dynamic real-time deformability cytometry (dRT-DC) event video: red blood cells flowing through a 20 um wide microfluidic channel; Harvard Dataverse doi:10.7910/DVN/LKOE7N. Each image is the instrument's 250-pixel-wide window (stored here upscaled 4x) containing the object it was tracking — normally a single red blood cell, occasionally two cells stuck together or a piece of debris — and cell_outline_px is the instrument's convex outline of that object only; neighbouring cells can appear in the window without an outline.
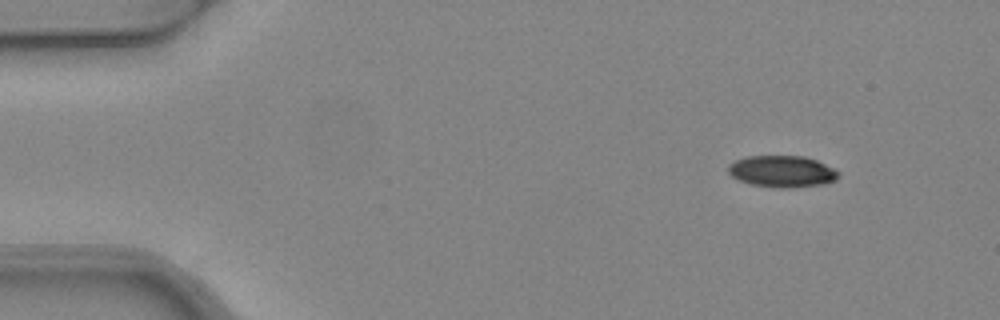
{"species": "common noctule bat (a hibernating species)", "species_latin": "Nyctalus noctula", "temperature_condition": "warm", "stored_images_in_passage": 3, "camera_frame_rate_fps": 3000, "um_per_image_px": 0.085, "animal": {"sex": "female", "body_mass_g": 24.6, "forearm_length_mm": 56.2}, "frame": {"image": 1, "passage_image": 1, "time_ms": 0.0, "image_size_px": [1000, 320], "cell_outline_px": [[840, 176], [836, 180], [824, 184], [788, 188], [776, 188], [752, 184], [740, 180], [732, 176], [728, 172], [728, 164], [736, 160], [748, 156], [804, 156], [816, 160], [840, 172]], "centroid_in_image_um": [66.49, 14.57], "position_along_channel_um": 18.5, "area_um2": 20.29}}
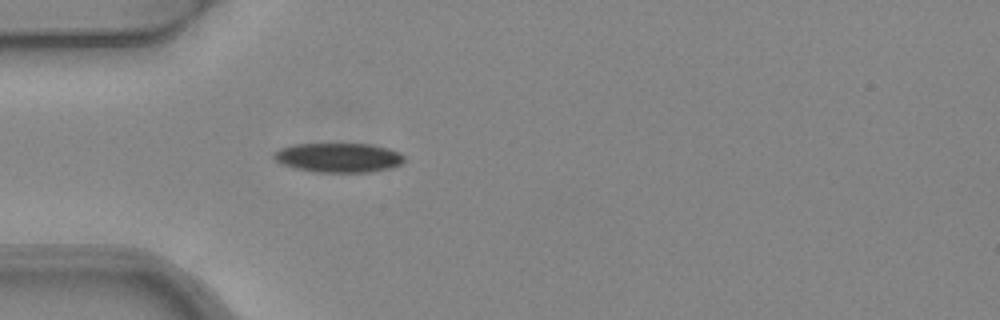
{"frame": {"image": 2, "passage_image": 3, "time_ms": 0.667, "image_size_px": [1000, 320], "cell_outline_px": [[404, 160], [400, 164], [392, 168], [372, 172], [316, 172], [292, 168], [280, 164], [272, 156], [280, 148], [292, 144], [372, 144], [388, 148], [400, 152], [404, 156]], "centroid_in_image_um": [28.77, 13.4], "position_along_channel_um": 56.2, "area_um2": 22.54}}